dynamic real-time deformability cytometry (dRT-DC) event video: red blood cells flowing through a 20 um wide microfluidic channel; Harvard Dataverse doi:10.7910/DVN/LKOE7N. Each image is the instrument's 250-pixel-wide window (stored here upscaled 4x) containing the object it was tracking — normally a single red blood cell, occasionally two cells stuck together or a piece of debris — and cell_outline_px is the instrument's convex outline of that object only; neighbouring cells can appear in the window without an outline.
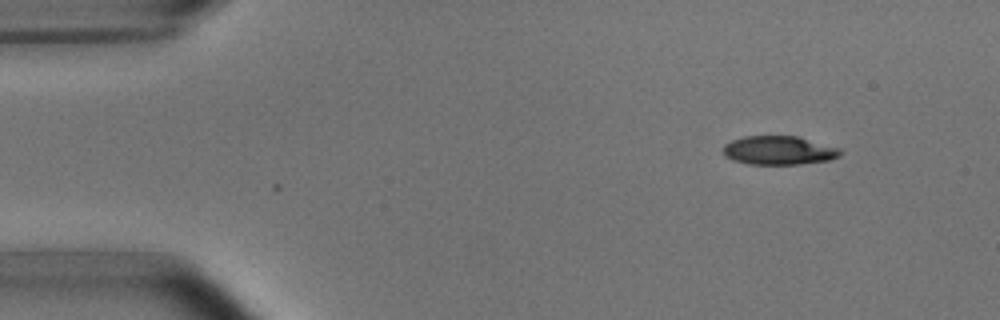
{"species": "common noctule bat (a hibernating species)", "species_latin": "Nyctalus noctula", "temperature_condition": "room temperature", "stored_images_in_passage": 4, "segment_of_instrument_passage": [1, 2], "camera_frame_rate_fps": 3000, "um_per_image_px": 0.085, "animal": {"sex": "male", "body_mass_g": 15.6}, "frame": {"image": 1, "passage_image": 1, "time_ms": 0.0, "image_size_px": [1000, 320], "cell_outline_px": [[844, 152], [840, 156], [828, 160], [800, 164], [748, 164], [732, 160], [724, 156], [724, 144], [732, 140], [744, 136], [796, 136], [840, 148]], "centroid_in_image_um": [66.2, 12.78], "position_along_channel_um": 18.8, "area_um2": 19.65}}